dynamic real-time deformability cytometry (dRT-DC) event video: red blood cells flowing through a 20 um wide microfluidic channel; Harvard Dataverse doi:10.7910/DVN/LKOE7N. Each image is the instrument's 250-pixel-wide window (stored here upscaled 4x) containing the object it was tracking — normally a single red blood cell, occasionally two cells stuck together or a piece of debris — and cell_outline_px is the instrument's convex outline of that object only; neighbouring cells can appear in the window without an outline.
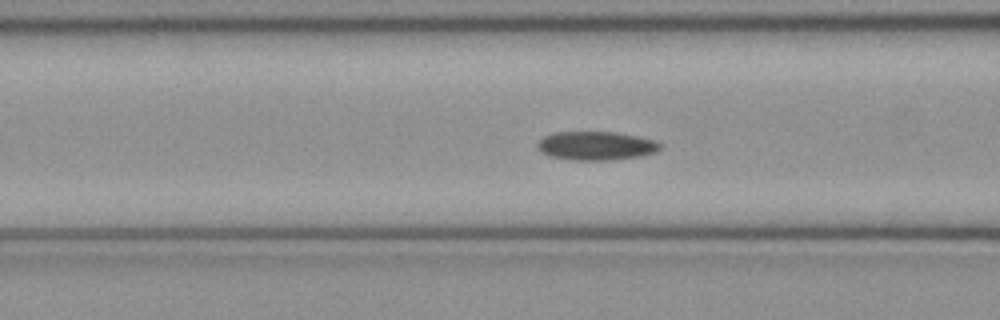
{"species": "common noctule bat (a hibernating species)", "species_latin": "Nyctalus noctula", "temperature_condition": "cold", "stored_images_in_passage": 41, "camera_frame_rate_fps": 3000, "um_per_image_px": 0.085, "animal": {"sex": "female", "body_mass_g": 21.9}, "frame": {"image": 1, "passage_image": 10, "time_ms": 3.0, "image_size_px": [1000, 320], "cell_outline_px": [[660, 148], [656, 152], [640, 156], [612, 160], [572, 160], [548, 156], [540, 152], [536, 148], [536, 144], [544, 136], [552, 132], [616, 132], [656, 140], [660, 144]], "centroid_in_image_um": [50.62, 12.39], "position_along_channel_um": 116.0, "area_um2": 20.69}}
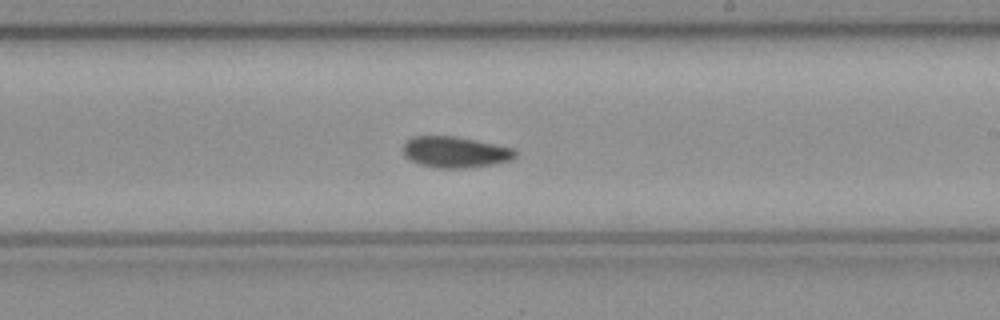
{"frame": {"image": 2, "passage_image": 20, "time_ms": 6.333, "image_size_px": [1000, 320], "cell_outline_px": [[516, 156], [512, 160], [496, 164], [464, 168], [436, 168], [420, 164], [404, 156], [400, 148], [412, 136], [456, 136], [512, 148], [516, 152]], "centroid_in_image_um": [38.66, 12.93], "position_along_channel_um": 250.3, "area_um2": 20.4}}
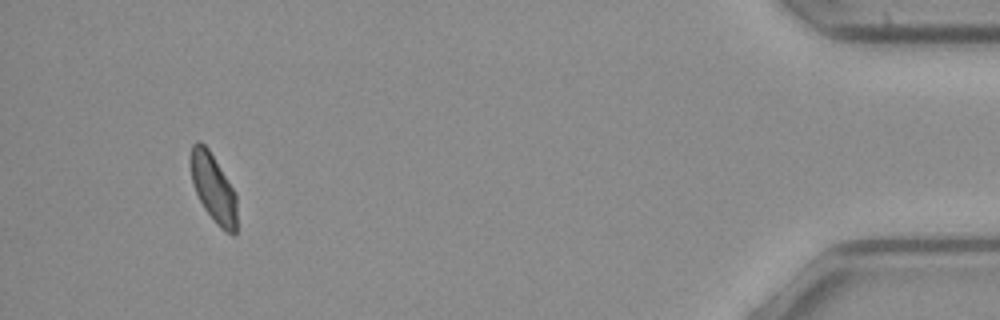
{"frame": {"image": 3, "passage_image": 38, "time_ms": 12.333, "image_size_px": [1000, 320], "cell_outline_px": [[236, 236], [232, 236], [224, 232], [216, 224], [204, 208], [192, 184], [188, 160], [192, 144], [196, 140], [200, 140], [208, 148], [236, 192]], "centroid_in_image_um": [18.11, 15.97], "position_along_channel_um": 417.1, "area_um2": 18.96}, "authors_computed_cell_mechanics": {"area_um2": 20.23, "velocity_mm_per_s": 4.0349, "shape_relaxation_time_tau1_ms": 5.2218, "shape_relaxation_time_tau2_ms": 3.3051, "deformation_change_tau1": 0.1003, "deformation_change_tau2": 0.0702}}